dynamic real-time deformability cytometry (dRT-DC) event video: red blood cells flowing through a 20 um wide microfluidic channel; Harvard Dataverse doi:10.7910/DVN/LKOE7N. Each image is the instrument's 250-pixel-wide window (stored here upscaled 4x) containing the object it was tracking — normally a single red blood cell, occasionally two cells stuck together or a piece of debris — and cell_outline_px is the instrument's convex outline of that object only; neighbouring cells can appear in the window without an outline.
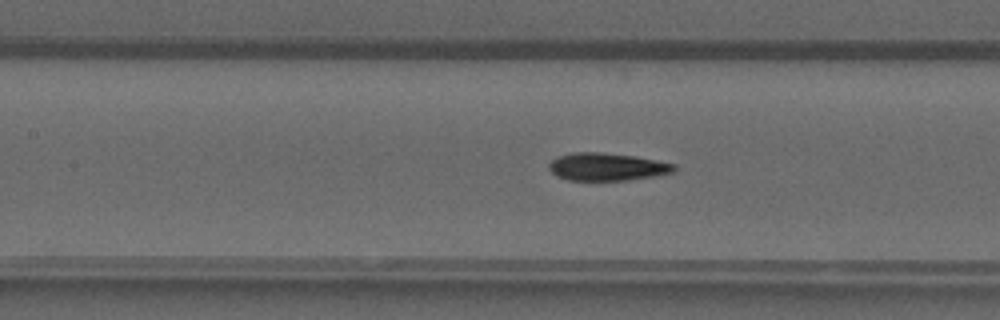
{"species": "common noctule bat (a hibernating species)", "species_latin": "Nyctalus noctula", "temperature_condition": "warm", "stored_images_in_passage": 46, "camera_frame_rate_fps": 3000, "um_per_image_px": 0.085, "animal": {"sex": "male", "forearm_length_mm": 52.5}, "frame": {"image": 1, "passage_image": 23, "time_ms": 7.333, "image_size_px": [1000, 320], "cell_outline_px": [[676, 172], [628, 180], [568, 180], [556, 176], [548, 168], [548, 164], [552, 160], [560, 156], [572, 152], [600, 152], [636, 156], [676, 164]], "centroid_in_image_um": [51.6, 14.17], "position_along_channel_um": 155.8, "area_um2": 20.23}}
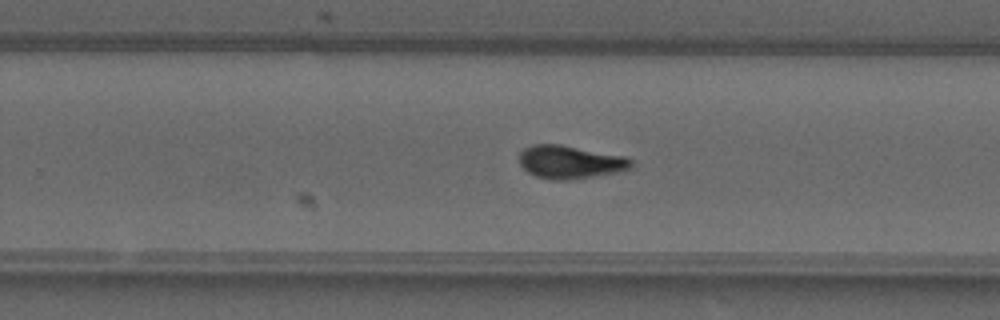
{"frame": {"image": 2, "passage_image": 32, "time_ms": 10.333, "image_size_px": [1000, 320], "cell_outline_px": [[632, 168], [616, 172], [568, 180], [552, 180], [536, 176], [528, 172], [520, 164], [520, 152], [524, 148], [532, 144], [560, 144], [624, 156], [632, 160]], "centroid_in_image_um": [48.44, 13.77], "position_along_channel_um": 281.4, "area_um2": 21.44}}
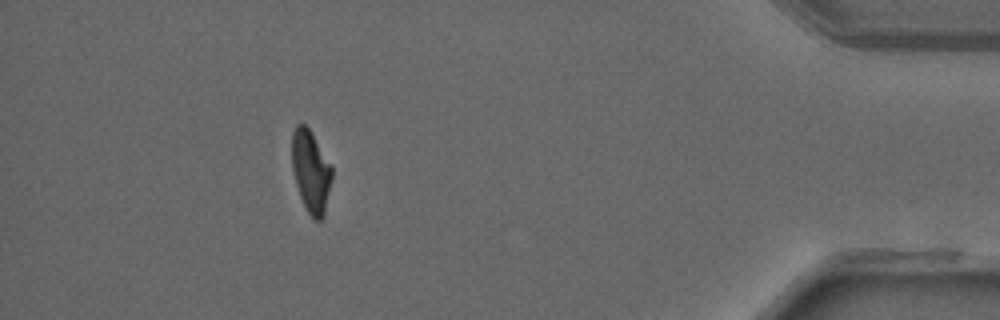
{"frame": {"image": 3, "passage_image": 45, "time_ms": 14.667, "image_size_px": [1000, 320], "cell_outline_px": [[332, 176], [324, 216], [320, 220], [312, 220], [300, 196], [296, 184], [292, 168], [292, 132], [296, 124], [304, 124], [308, 128], [332, 164]], "centroid_in_image_um": [26.43, 14.57], "position_along_channel_um": 408.8, "area_um2": 19.13}}